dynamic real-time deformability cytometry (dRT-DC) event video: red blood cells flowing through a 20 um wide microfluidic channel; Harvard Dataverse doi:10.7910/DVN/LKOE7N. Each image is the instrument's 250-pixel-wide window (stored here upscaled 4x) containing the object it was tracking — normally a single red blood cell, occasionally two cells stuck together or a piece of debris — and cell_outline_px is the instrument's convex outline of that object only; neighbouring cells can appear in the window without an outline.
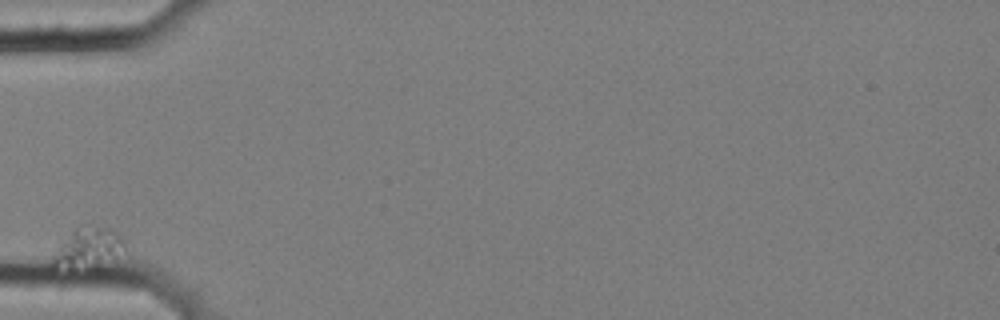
{"species": "common noctule bat (a hibernating species)", "species_latin": "Nyctalus noctula", "temperature_condition": "cold", "stored_images_in_passage": 5, "camera_frame_rate_fps": 3000, "um_per_image_px": 0.085, "animal": {"sex": "female", "body_mass_g": 25.1}, "frame": {"image": 1, "passage_image": 1, "time_ms": 0.0, "image_size_px": [1000, 320], "cell_outline_px": [[124, 248], [116, 260], [100, 268], [96, 268], [52, 264], [52, 256], [56, 248], [76, 228], [112, 228], [124, 240]], "centroid_in_image_um": [7.59, 21.1], "position_along_channel_um": 77.4, "area_um2": 16.24}}